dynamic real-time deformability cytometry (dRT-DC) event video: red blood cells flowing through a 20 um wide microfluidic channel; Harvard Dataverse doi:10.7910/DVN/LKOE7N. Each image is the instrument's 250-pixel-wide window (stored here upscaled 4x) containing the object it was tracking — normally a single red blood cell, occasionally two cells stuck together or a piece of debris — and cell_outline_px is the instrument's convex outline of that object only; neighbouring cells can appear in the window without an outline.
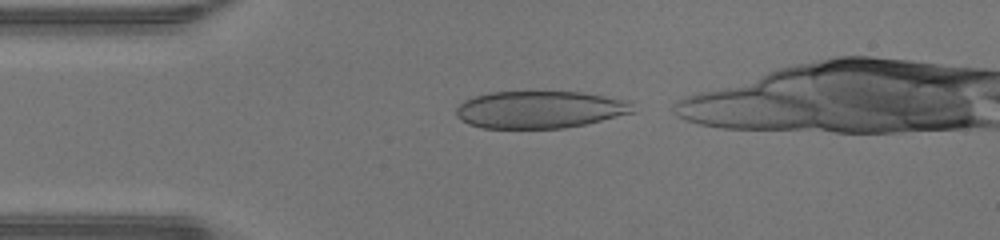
{"species": "human", "species_latin": "Homo sapiens", "temperature_condition": "warm", "stored_images_in_passage": 31, "camera_frame_rate_fps": 3000, "um_per_image_px": 0.085, "donor": {"sex": "male"}, "frame": {"image": 1, "passage_image": 1, "time_ms": 0.0, "image_size_px": [1000, 240], "cell_outline_px": [[636, 112], [584, 124], [564, 128], [480, 128], [468, 124], [460, 120], [456, 116], [456, 108], [464, 100], [476, 96], [492, 92], [580, 92], [604, 96], [620, 100], [632, 104]], "centroid_in_image_um": [45.83, 9.32], "position_along_channel_um": 39.2, "area_um2": 38.15}}
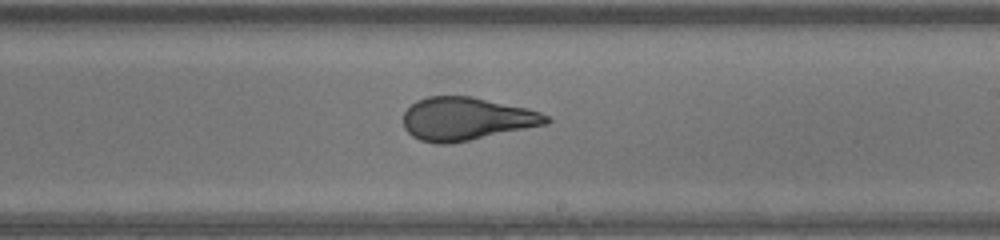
{"frame": {"image": 2, "passage_image": 17, "time_ms": 5.333, "image_size_px": [1000, 240], "cell_outline_px": [[552, 120], [548, 124], [452, 144], [436, 144], [420, 140], [412, 136], [404, 128], [404, 112], [416, 100], [428, 96], [472, 96], [528, 108], [540, 112], [548, 116]], "centroid_in_image_um": [39.65, 10.1], "position_along_channel_um": 249.3, "area_um2": 36.13}}
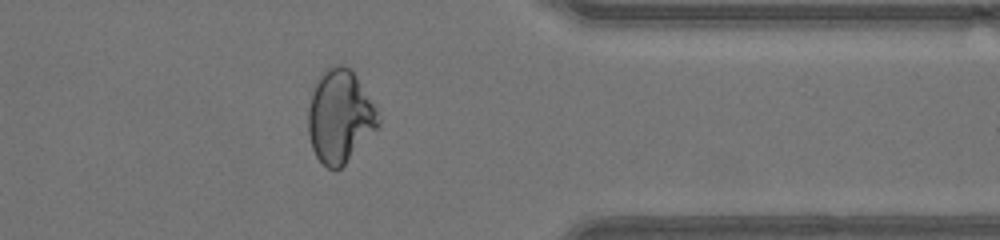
{"frame": {"image": 3, "passage_image": 27, "time_ms": 8.667, "image_size_px": [1000, 240], "cell_outline_px": [[380, 124], [344, 164], [340, 168], [328, 168], [316, 156], [312, 148], [308, 132], [308, 108], [312, 92], [324, 68], [332, 64], [344, 64], [356, 76], [376, 108], [380, 116]], "centroid_in_image_um": [28.87, 9.86], "position_along_channel_um": 382.5, "area_um2": 37.51}}